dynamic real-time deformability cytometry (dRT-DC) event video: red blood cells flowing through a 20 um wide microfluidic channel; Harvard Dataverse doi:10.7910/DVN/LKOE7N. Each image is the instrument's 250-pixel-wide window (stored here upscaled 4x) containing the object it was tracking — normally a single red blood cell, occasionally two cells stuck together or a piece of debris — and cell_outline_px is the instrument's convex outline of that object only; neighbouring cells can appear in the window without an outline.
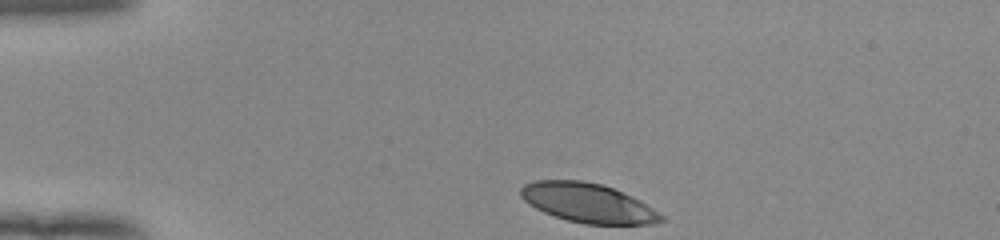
{"species": "human", "species_latin": "Homo sapiens", "temperature_condition": "room temperature", "stored_images_in_passage": 34, "camera_frame_rate_fps": 3000, "um_per_image_px": 0.085, "donor": {"sex": "female"}, "frame": {"image": 1, "passage_image": 1, "time_ms": 0.0, "image_size_px": [1000, 240], "cell_outline_px": [[668, 220], [652, 224], [584, 224], [568, 220], [544, 212], [528, 204], [520, 196], [520, 188], [524, 184], [536, 180], [584, 180], [604, 184], [640, 200], [664, 216]], "centroid_in_image_um": [49.98, 17.24], "position_along_channel_um": 35.0, "area_um2": 32.25}}
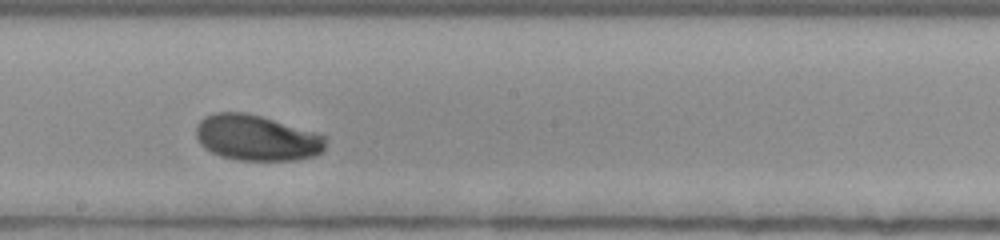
{"frame": {"image": 2, "passage_image": 20, "time_ms": 6.333, "image_size_px": [1000, 240], "cell_outline_px": [[324, 148], [316, 156], [292, 160], [236, 160], [220, 156], [204, 148], [200, 144], [196, 136], [196, 124], [204, 116], [216, 112], [244, 112], [260, 116], [316, 132], [324, 136]], "centroid_in_image_um": [21.76, 11.71], "position_along_channel_um": 226.4, "area_um2": 34.45}}
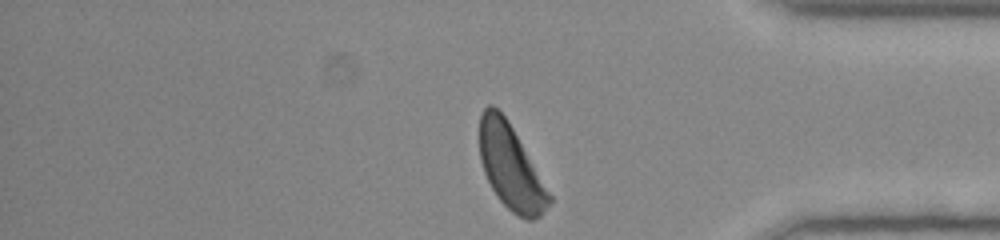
{"frame": {"image": 3, "passage_image": 34, "time_ms": 11.0, "image_size_px": [1000, 240], "cell_outline_px": [[552, 200], [540, 216], [532, 220], [528, 220], [512, 212], [496, 196], [484, 172], [480, 160], [480, 112], [488, 104], [492, 104], [508, 120], [552, 196]], "centroid_in_image_um": [43.4, 14.2], "position_along_channel_um": 391.8, "area_um2": 33.87}, "authors_computed_cell_mechanics": {"area_um2": 34.4488, "velocity_mm_per_s": 3.9139, "shape_relaxation_time_tau1_ms": 2.9901, "shape_relaxation_time_tau2_ms": null, "deformation_change_tau1": 0.155, "deformation_change_tau2": null}}